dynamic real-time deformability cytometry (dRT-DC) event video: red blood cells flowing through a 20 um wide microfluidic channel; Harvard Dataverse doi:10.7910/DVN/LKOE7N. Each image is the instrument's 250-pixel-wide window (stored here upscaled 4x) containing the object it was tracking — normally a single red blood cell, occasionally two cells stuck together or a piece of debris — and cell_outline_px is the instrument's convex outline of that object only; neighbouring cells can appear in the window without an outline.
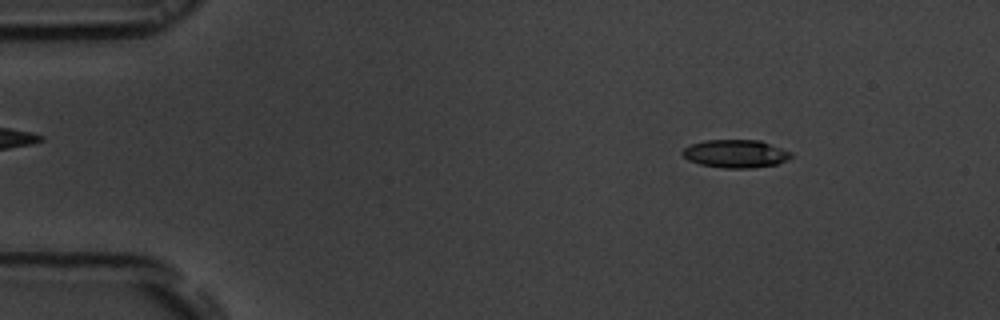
{"species": "common noctule bat (a hibernating species)", "species_latin": "Nyctalus noctula", "temperature_condition": "room temperature", "stored_images_in_passage": 54, "camera_frame_rate_fps": 3000, "um_per_image_px": 0.085, "animal": {"sex": "male", "body_mass_g": 19.5, "forearm_length_mm": 54.6}, "frame": {"image": 1, "passage_image": 7, "time_ms": 2.0, "image_size_px": [1000, 320], "cell_outline_px": [[792, 156], [788, 160], [776, 164], [752, 168], [724, 168], [700, 164], [688, 160], [680, 152], [684, 148], [692, 144], [704, 140], [760, 140], [792, 152]], "centroid_in_image_um": [62.53, 13.06], "position_along_channel_um": 22.5, "area_um2": 17.74}}
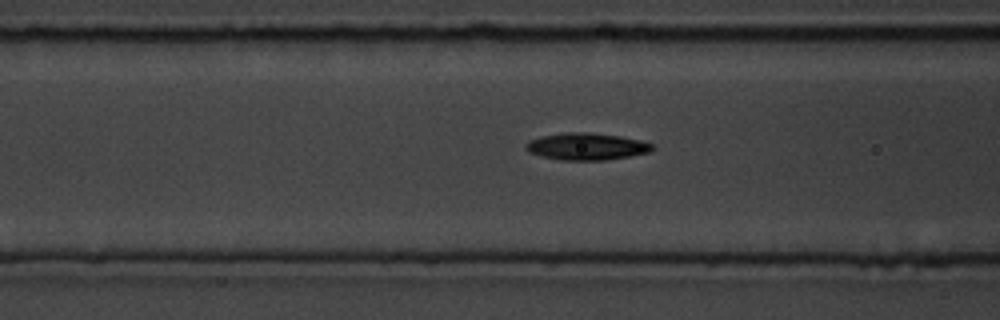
{"frame": {"image": 2, "passage_image": 21, "time_ms": 6.667, "image_size_px": [1000, 320], "cell_outline_px": [[656, 148], [652, 152], [604, 160], [560, 160], [528, 152], [524, 148], [524, 144], [528, 140], [540, 136], [564, 132], [588, 132], [620, 136], [640, 140], [652, 144]], "centroid_in_image_um": [49.84, 12.44], "position_along_channel_um": 116.8, "area_um2": 20.06}}
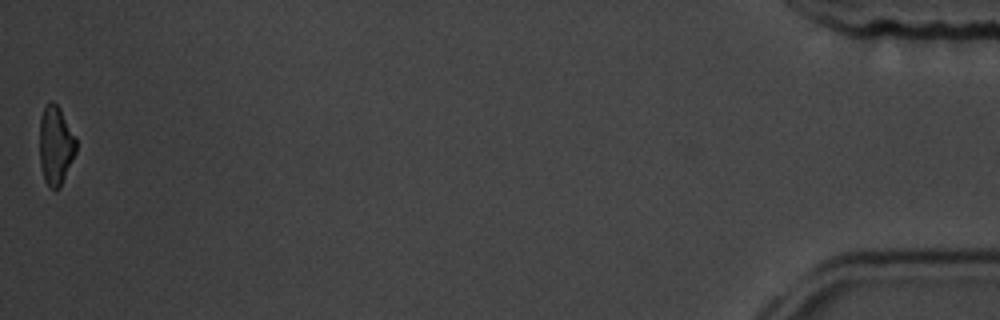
{"frame": {"image": 3, "passage_image": 54, "time_ms": 17.667, "image_size_px": [1000, 320], "cell_outline_px": [[76, 152], [60, 188], [52, 188], [44, 180], [40, 164], [40, 116], [44, 108], [52, 100], [60, 108], [76, 136]], "centroid_in_image_um": [4.74, 12.34], "position_along_channel_um": 430.5, "area_um2": 16.76}, "authors_computed_cell_mechanics": {"area_um2": 18.496, "velocity_mm_per_s": 3.744, "shape_relaxation_time_tau1_ms": 3.5707, "shape_relaxation_time_tau2_ms": 5.2345, "deformation_change_tau1": 0.1397, "deformation_change_tau2": 0.1309}}